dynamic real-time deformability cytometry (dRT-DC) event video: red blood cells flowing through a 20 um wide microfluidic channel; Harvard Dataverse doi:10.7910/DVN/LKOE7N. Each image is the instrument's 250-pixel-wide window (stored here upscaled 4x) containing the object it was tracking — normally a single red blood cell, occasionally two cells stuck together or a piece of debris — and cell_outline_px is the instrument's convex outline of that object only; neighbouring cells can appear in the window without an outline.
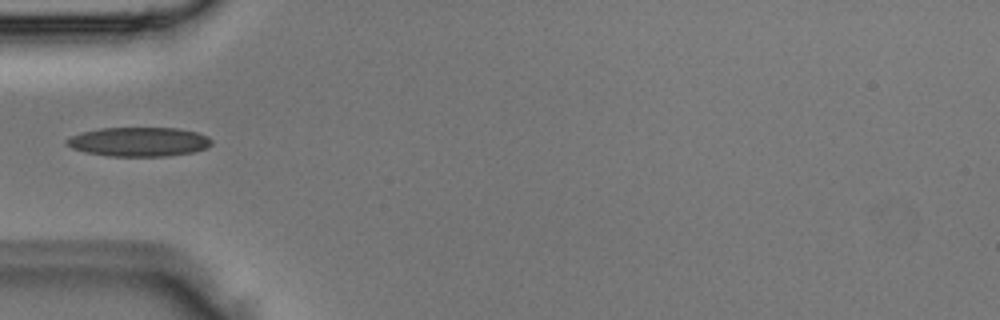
{"species": "Egyptian fruit bat (a non-hibernating species)", "species_latin": "Rousettus aegyptiacus", "temperature_condition": "room temperature", "stored_images_in_passage": 3, "camera_frame_rate_fps": 3000, "um_per_image_px": 0.085, "animal": {"sex": "male"}, "frame": {"image": 1, "passage_image": 3, "time_ms": 0.667, "image_size_px": [1000, 320], "cell_outline_px": [[212, 144], [204, 148], [192, 152], [168, 156], [108, 156], [84, 152], [72, 148], [64, 144], [64, 140], [72, 136], [84, 132], [100, 128], [176, 128], [196, 132], [208, 136], [212, 140]], "centroid_in_image_um": [11.78, 12.05], "position_along_channel_um": 73.2, "area_um2": 24.62}}